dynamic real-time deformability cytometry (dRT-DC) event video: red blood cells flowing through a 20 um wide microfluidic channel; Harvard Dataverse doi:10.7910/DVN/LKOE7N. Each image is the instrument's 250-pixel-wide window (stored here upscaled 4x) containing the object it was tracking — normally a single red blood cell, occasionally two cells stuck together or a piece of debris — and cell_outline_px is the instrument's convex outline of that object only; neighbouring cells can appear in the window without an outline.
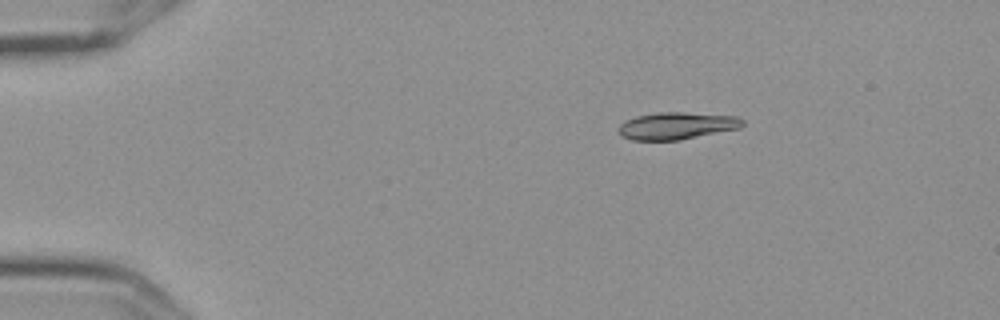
{"species": "Egyptian fruit bat (a non-hibernating species)", "species_latin": "Rousettus aegyptiacus", "temperature_condition": "cold", "stored_images_in_passage": 4, "camera_frame_rate_fps": 3000, "um_per_image_px": 0.085, "frame": {"image": 1, "passage_image": 1, "time_ms": 0.0, "image_size_px": [1000, 320], "cell_outline_px": [[744, 124], [740, 128], [680, 140], [632, 140], [620, 136], [616, 128], [620, 124], [636, 116], [660, 112], [684, 112], [736, 116], [744, 120]], "centroid_in_image_um": [57.51, 10.69], "position_along_channel_um": 27.5, "area_um2": 19.71}}